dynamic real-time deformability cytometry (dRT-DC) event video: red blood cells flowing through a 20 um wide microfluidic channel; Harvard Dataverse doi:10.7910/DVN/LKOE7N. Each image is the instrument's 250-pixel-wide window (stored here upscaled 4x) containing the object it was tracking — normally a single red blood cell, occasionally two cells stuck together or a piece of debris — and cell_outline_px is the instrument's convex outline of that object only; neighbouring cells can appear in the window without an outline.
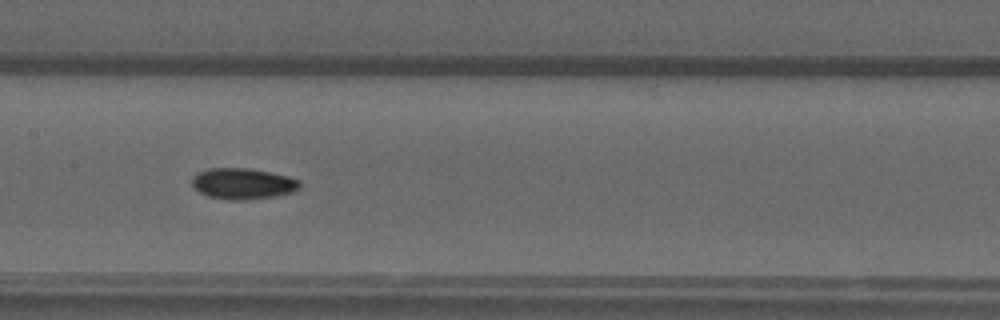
{"species": "common noctule bat (a hibernating species)", "species_latin": "Nyctalus noctula", "temperature_condition": "warm", "stored_images_in_passage": 49, "camera_frame_rate_fps": 3000, "um_per_image_px": 0.085, "animal": {"sex": "male", "forearm_length_mm": 52.5}, "frame": {"image": 1, "passage_image": 25, "time_ms": 8.0, "image_size_px": [1000, 320], "cell_outline_px": [[300, 188], [292, 192], [276, 196], [248, 200], [228, 200], [208, 196], [200, 192], [192, 184], [192, 176], [208, 168], [248, 168], [288, 176], [300, 180]], "centroid_in_image_um": [20.66, 15.62], "position_along_channel_um": 186.7, "area_um2": 19.48}}
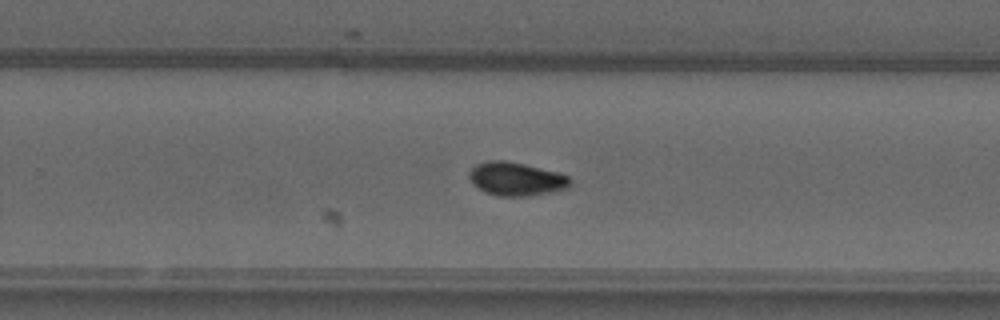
{"frame": {"image": 2, "passage_image": 33, "time_ms": 10.667, "image_size_px": [1000, 320], "cell_outline_px": [[572, 184], [568, 188], [552, 192], [528, 196], [500, 196], [488, 192], [472, 184], [468, 176], [468, 172], [476, 164], [488, 160], [504, 160], [524, 164], [556, 172], [568, 176], [572, 180]], "centroid_in_image_um": [43.88, 15.2], "position_along_channel_um": 285.9, "area_um2": 19.65}}
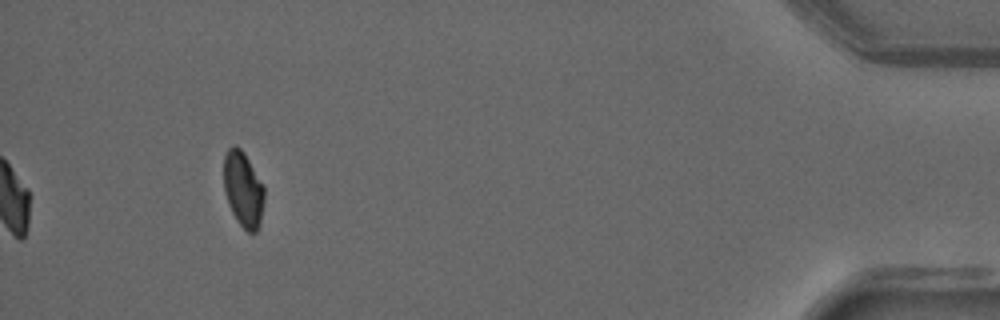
{"frame": {"image": 3, "passage_image": 49, "time_ms": 16.0, "image_size_px": [1000, 320], "cell_outline_px": [[264, 200], [260, 224], [256, 232], [248, 232], [240, 224], [232, 212], [224, 192], [224, 156], [228, 148], [232, 144], [236, 144], [244, 152], [264, 184]], "centroid_in_image_um": [20.68, 16.05], "position_along_channel_um": 414.5, "area_um2": 17.98}, "authors_computed_cell_mechanics": {"area_um2": 18.2648, "velocity_mm_per_s": 3.7344, "shape_relaxation_time_tau1_ms": 5.056, "shape_relaxation_time_tau2_ms": 4.0078, "deformation_change_tau1": 0.1504, "deformation_change_tau2": 0.0666}}